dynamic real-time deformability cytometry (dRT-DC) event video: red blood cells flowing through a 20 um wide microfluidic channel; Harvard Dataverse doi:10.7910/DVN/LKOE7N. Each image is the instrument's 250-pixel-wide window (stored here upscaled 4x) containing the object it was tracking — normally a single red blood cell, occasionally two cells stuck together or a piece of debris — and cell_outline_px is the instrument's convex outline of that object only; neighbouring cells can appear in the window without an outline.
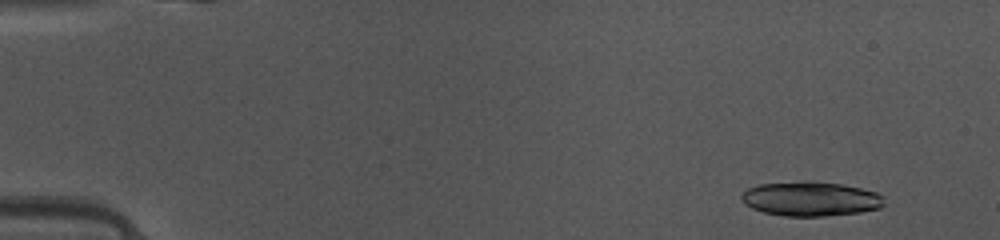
{"species": "common noctule bat (a hibernating species)", "species_latin": "Nyctalus noctula", "temperature_condition": "warm", "stored_images_in_passage": 47, "camera_frame_rate_fps": 3000, "um_per_image_px": 0.085, "animal": {"sex": "female", "body_mass_g": 10.0, "forearm_length_mm": 53.1}, "frame": {"image": 1, "passage_image": 4, "time_ms": 1.0, "image_size_px": [1000, 240], "cell_outline_px": [[884, 204], [880, 208], [860, 212], [824, 216], [784, 216], [764, 212], [752, 208], [744, 204], [740, 200], [740, 196], [748, 188], [760, 184], [840, 184], [860, 188], [876, 192], [884, 196]], "centroid_in_image_um": [68.92, 16.95], "position_along_channel_um": 16.1, "area_um2": 27.63}}
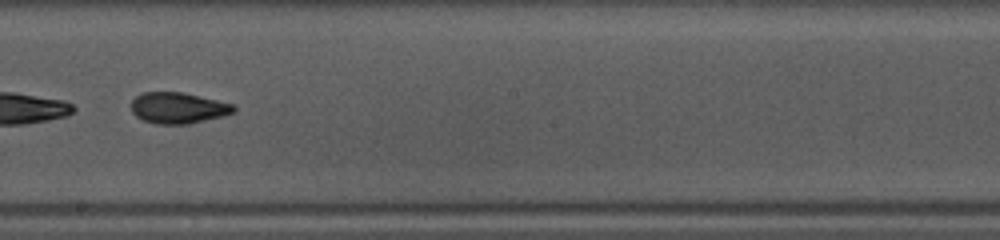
{"frame": {"image": 2, "passage_image": 28, "time_ms": 9.0, "image_size_px": [1000, 240], "cell_outline_px": [[236, 112], [224, 116], [188, 124], [156, 124], [144, 120], [136, 116], [132, 112], [132, 100], [140, 92], [184, 92], [232, 104], [236, 108]], "centroid_in_image_um": [15.14, 9.17], "position_along_channel_um": 233.1, "area_um2": 18.61}}
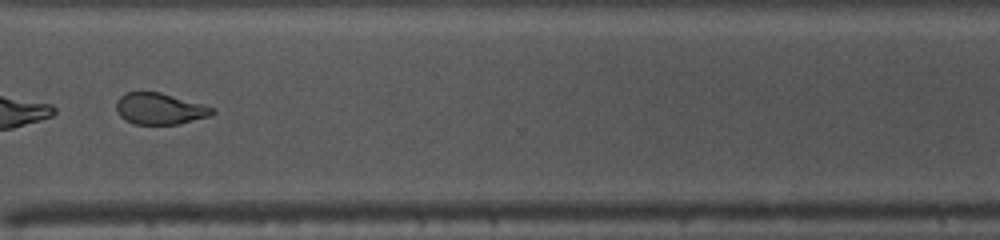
{"frame": {"image": 3, "passage_image": 37, "time_ms": 12.0, "image_size_px": [1000, 240], "cell_outline_px": [[216, 112], [208, 116], [180, 124], [132, 124], [124, 120], [120, 116], [116, 108], [116, 100], [120, 96], [128, 92], [160, 92], [200, 104], [212, 108]], "centroid_in_image_um": [13.52, 9.25], "position_along_channel_um": 357.1, "area_um2": 17.34}, "authors_computed_cell_mechanics": {"area_um2": 20.1144, "velocity_mm_per_s": 4.1428, "shape_relaxation_time_tau1_ms": 3.1056, "shape_relaxation_time_tau2_ms": 1.7698, "deformation_change_tau1": 0.1488, "deformation_change_tau2": 0.0738}}